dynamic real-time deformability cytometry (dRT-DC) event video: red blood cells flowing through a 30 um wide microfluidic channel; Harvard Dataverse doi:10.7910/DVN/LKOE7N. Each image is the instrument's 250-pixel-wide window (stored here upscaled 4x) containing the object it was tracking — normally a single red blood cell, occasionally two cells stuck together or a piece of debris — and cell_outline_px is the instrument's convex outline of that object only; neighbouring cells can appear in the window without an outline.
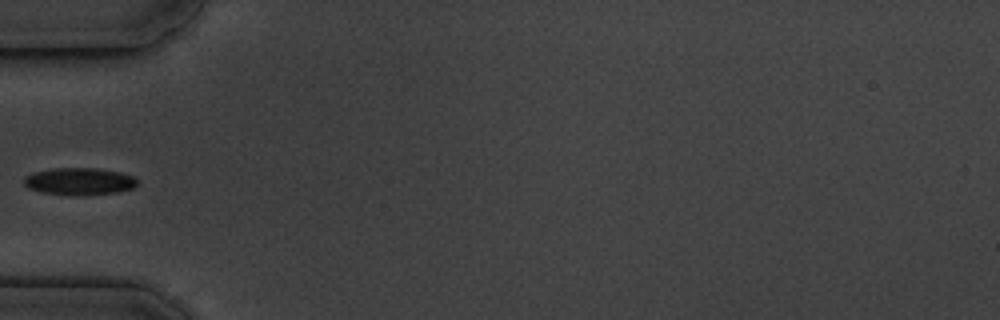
{"species": "common noctule bat (a hibernating species)", "species_latin": "Nyctalus noctula", "temperature_condition": "cold", "stored_images_in_passage": 17, "camera_frame_rate_fps": 3000, "um_per_image_px": 0.085, "animal": {"sex": "male", "body_mass_g": 19.5, "forearm_length_mm": 54.6}, "frame": {"image": 1, "passage_image": 6, "time_ms": 5.667, "image_size_px": [1000, 320], "cell_outline_px": [[140, 184], [136, 188], [120, 192], [80, 196], [72, 196], [44, 192], [28, 188], [24, 184], [24, 176], [32, 172], [52, 168], [96, 168], [120, 172], [132, 176]], "centroid_in_image_um": [6.77, 15.42], "position_along_channel_um": 78.2, "area_um2": 18.32}}
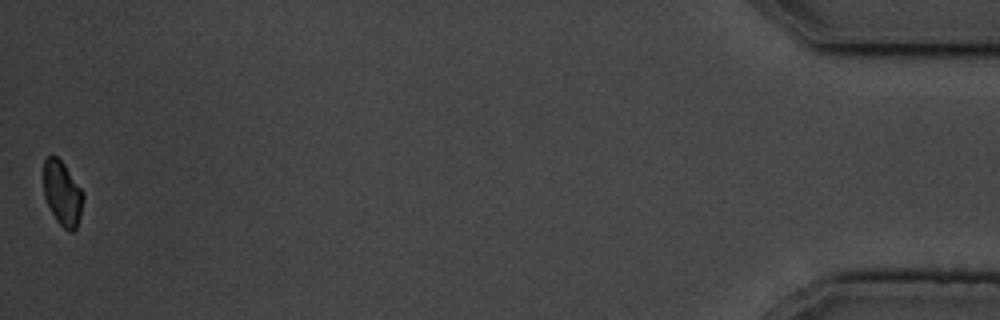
{"frame": {"image": 2, "passage_image": 17, "time_ms": 18.0, "image_size_px": [1000, 320], "cell_outline_px": [[84, 196], [80, 216], [76, 228], [72, 232], [68, 232], [56, 220], [44, 196], [44, 160], [48, 156], [56, 156], [64, 164], [80, 188]], "centroid_in_image_um": [5.3, 16.45], "position_along_channel_um": 429.9, "area_um2": 14.62}, "authors_computed_cell_mechanics": {"area_um2": 18.1492, "velocity_mm_per_s": 3.5741, "shape_relaxation_time_tau1_ms": 3.0379, "shape_relaxation_time_tau2_ms": null, "deformation_change_tau1": 0.072, "deformation_change_tau2": null}}